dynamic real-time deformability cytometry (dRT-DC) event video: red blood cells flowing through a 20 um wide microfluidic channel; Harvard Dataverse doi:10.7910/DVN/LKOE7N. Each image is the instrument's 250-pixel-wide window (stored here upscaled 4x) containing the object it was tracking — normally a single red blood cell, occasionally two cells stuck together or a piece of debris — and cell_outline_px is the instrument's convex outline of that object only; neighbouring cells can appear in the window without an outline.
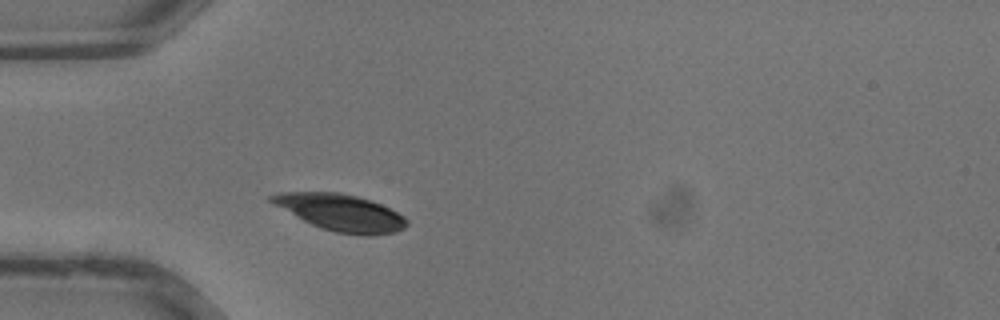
{"species": "common noctule bat (a hibernating species)", "species_latin": "Nyctalus noctula", "temperature_condition": "warm", "stored_images_in_passage": 26, "camera_frame_rate_fps": 3000, "um_per_image_px": 0.085, "animal": {"sex": "male", "body_mass_g": 13.3}, "frame": {"image": 1, "passage_image": 3, "time_ms": 0.667, "image_size_px": [1000, 320], "cell_outline_px": [[408, 224], [404, 228], [396, 232], [376, 236], [360, 236], [336, 232], [320, 228], [272, 204], [268, 200], [268, 196], [280, 192], [340, 192], [372, 200], [404, 216], [408, 220]], "centroid_in_image_um": [28.98, 18.07], "position_along_channel_um": 56.0, "area_um2": 29.07}}
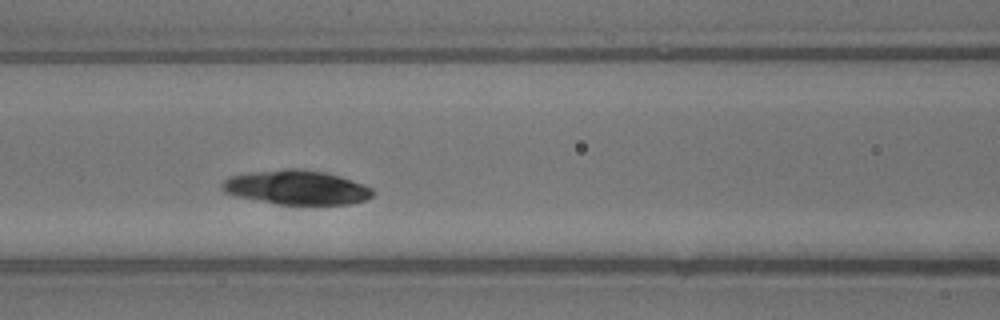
{"frame": {"image": 2, "passage_image": 8, "time_ms": 2.333, "image_size_px": [1000, 320], "cell_outline_px": [[376, 192], [372, 196], [364, 200], [352, 204], [276, 204], [236, 196], [224, 192], [220, 188], [220, 184], [228, 176], [248, 172], [288, 168], [304, 168], [324, 172], [340, 176], [364, 184], [372, 188]], "centroid_in_image_um": [25.19, 15.92], "position_along_channel_um": 141.4, "area_um2": 30.46}}
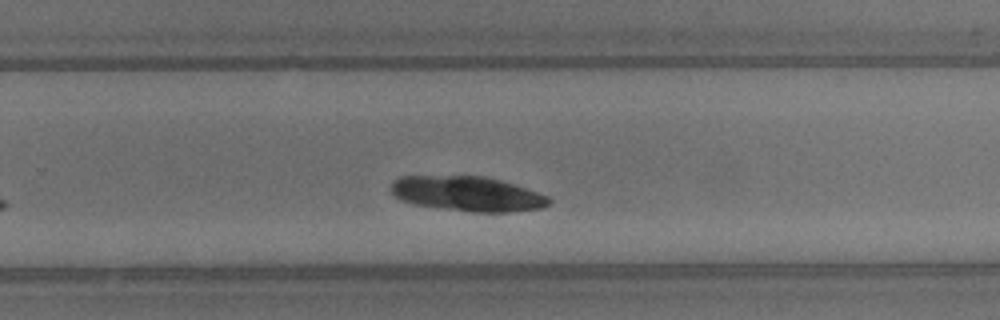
{"frame": {"image": 3, "passage_image": 16, "time_ms": 5.0, "image_size_px": [1000, 320], "cell_outline_px": [[552, 204], [544, 208], [508, 212], [472, 212], [412, 204], [400, 200], [392, 192], [392, 180], [400, 176], [484, 176], [500, 180], [548, 196], [552, 200]], "centroid_in_image_um": [39.74, 16.48], "position_along_channel_um": 290.1, "area_um2": 32.08}}